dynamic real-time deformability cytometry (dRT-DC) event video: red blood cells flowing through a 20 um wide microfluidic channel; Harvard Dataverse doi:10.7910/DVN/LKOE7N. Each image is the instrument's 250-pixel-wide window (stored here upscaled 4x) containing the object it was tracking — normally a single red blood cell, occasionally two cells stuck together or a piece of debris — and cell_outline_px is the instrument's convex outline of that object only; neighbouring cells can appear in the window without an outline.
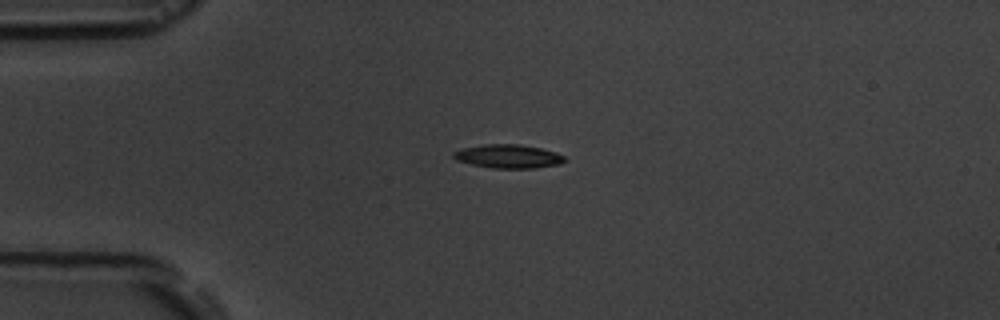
{"species": "common noctule bat (a hibernating species)", "species_latin": "Nyctalus noctula", "temperature_condition": "room temperature", "stored_images_in_passage": 2, "camera_frame_rate_fps": 3000, "um_per_image_px": 0.085, "animal": {"sex": "male", "body_mass_g": 19.5, "forearm_length_mm": 54.6}, "frame": {"image": 1, "passage_image": 1, "time_ms": 0.0, "image_size_px": [1000, 320], "cell_outline_px": [[568, 160], [560, 164], [536, 168], [492, 168], [472, 164], [456, 160], [452, 156], [452, 152], [460, 148], [484, 144], [520, 144], [540, 148], [556, 152], [564, 156]], "centroid_in_image_um": [43.2, 13.28], "position_along_channel_um": 41.8, "area_um2": 15.49}}